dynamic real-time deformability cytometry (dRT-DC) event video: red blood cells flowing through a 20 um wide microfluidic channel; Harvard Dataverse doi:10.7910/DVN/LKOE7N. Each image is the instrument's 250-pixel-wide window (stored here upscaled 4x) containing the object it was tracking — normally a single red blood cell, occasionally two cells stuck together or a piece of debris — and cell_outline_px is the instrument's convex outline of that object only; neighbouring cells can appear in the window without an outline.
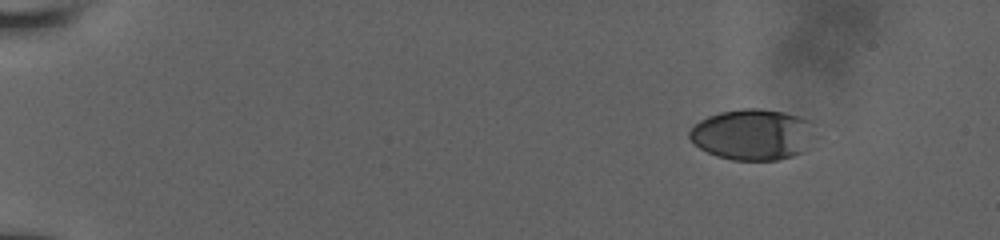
{"species": "human", "species_latin": "Homo sapiens", "temperature_condition": "room temperature", "stored_images_in_passage": 50, "camera_frame_rate_fps": 3000, "um_per_image_px": 0.085, "donor": {"sex": "male"}, "frame": {"image": 1, "passage_image": 1, "time_ms": 0.0, "image_size_px": [1000, 240], "cell_outline_px": [[816, 120], [800, 152], [792, 156], [776, 160], [732, 160], [716, 156], [700, 148], [688, 136], [688, 132], [700, 120], [708, 116], [720, 112], [740, 108], [760, 108], [784, 112]], "centroid_in_image_um": [63.92, 11.4], "position_along_channel_um": 21.1, "area_um2": 36.88}}
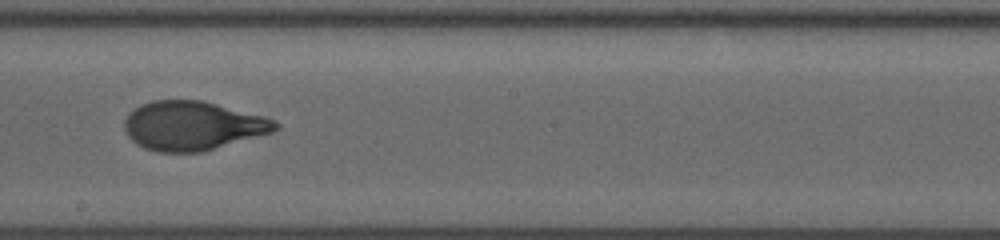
{"frame": {"image": 2, "passage_image": 28, "time_ms": 9.0, "image_size_px": [1000, 240], "cell_outline_px": [[280, 128], [272, 132], [200, 152], [156, 152], [144, 148], [136, 144], [124, 132], [124, 120], [128, 112], [140, 104], [152, 100], [200, 100], [264, 116], [280, 124]], "centroid_in_image_um": [16.31, 10.68], "position_along_channel_um": 231.9, "area_um2": 43.06}}
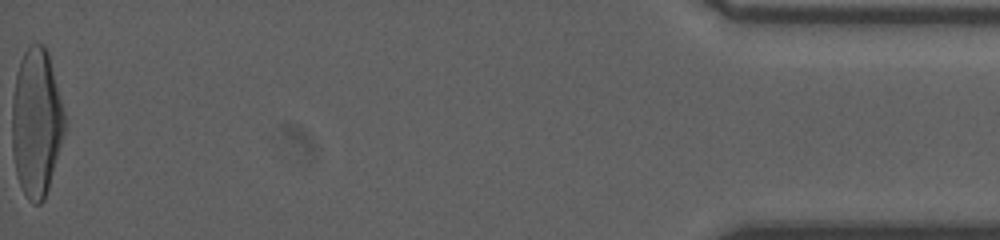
{"frame": {"image": 3, "passage_image": 50, "time_ms": 16.333, "image_size_px": [1000, 240], "cell_outline_px": [[64, 132], [48, 188], [44, 200], [40, 204], [36, 204], [28, 200], [16, 176], [12, 152], [12, 96], [16, 72], [20, 60], [24, 52], [32, 44], [44, 44], [48, 52], [64, 112]], "centroid_in_image_um": [3.06, 10.42], "position_along_channel_um": 432.1, "area_um2": 45.14}, "authors_computed_cell_mechanics": {"area_um2": 42.5119, "velocity_mm_per_s": 3.9183, "shape_relaxation_time_tau1_ms": 4.1144, "shape_relaxation_time_tau2_ms": 0.7469, "deformation_change_tau1": 0.2136, "deformation_change_tau2": 0.0594}}